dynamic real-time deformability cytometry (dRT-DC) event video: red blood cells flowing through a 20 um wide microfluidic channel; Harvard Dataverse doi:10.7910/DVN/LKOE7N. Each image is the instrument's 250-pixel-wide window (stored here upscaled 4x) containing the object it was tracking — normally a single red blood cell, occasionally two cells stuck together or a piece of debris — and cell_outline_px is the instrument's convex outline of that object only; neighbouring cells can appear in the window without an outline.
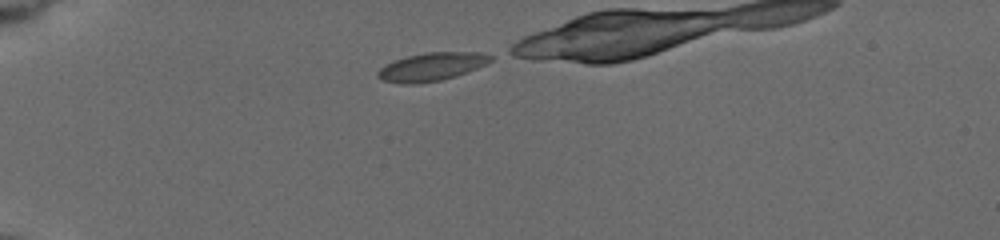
{"species": "common noctule bat (a hibernating species)", "species_latin": "Nyctalus noctula", "temperature_condition": "cold", "stored_images_in_passage": 16, "camera_frame_rate_fps": 3000, "um_per_image_px": 0.085, "animal": {"sex": "female", "body_mass_g": 19.5, "forearm_length_mm": 54.1}, "frame": {"image": 1, "passage_image": 1, "time_ms": 0.0, "image_size_px": [1000, 240], "cell_outline_px": [[492, 60], [476, 68], [456, 76], [440, 80], [416, 84], [400, 84], [380, 80], [376, 76], [376, 72], [384, 64], [408, 56], [424, 52], [480, 52], [492, 56]], "centroid_in_image_um": [36.62, 5.68], "position_along_channel_um": 48.4, "area_um2": 18.55}}
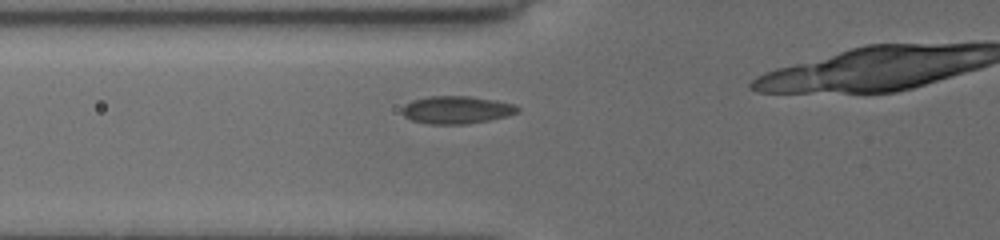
{"frame": {"image": 2, "passage_image": 12, "time_ms": 2.0, "image_size_px": [1000, 240], "cell_outline_px": [[520, 112], [488, 120], [464, 124], [428, 124], [412, 120], [404, 116], [400, 112], [400, 108], [404, 104], [412, 100], [428, 96], [468, 96], [496, 100], [516, 104], [520, 108]], "centroid_in_image_um": [38.77, 9.33], "position_along_channel_um": 87.0, "area_um2": 18.79}}